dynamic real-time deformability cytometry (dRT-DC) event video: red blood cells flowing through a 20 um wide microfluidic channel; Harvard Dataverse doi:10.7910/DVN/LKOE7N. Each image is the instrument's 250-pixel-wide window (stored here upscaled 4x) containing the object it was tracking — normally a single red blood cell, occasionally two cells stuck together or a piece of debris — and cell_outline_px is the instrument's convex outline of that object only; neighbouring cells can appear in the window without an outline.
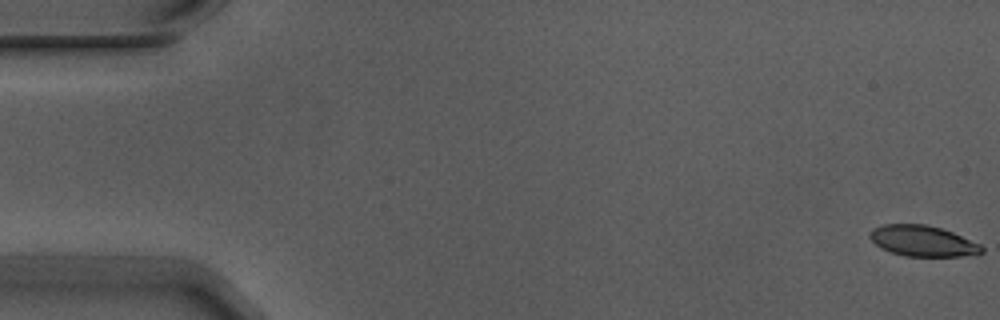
{"species": "Egyptian fruit bat (a non-hibernating species)", "species_latin": "Rousettus aegyptiacus", "temperature_condition": "warm", "stored_images_in_passage": 6, "camera_frame_rate_fps": 3000, "um_per_image_px": 0.085, "animal": {"sex": "male"}, "frame": {"image": 1, "passage_image": 1, "time_ms": 0.0, "image_size_px": [1000, 320], "cell_outline_px": [[984, 252], [976, 256], [904, 256], [880, 248], [868, 236], [868, 232], [872, 228], [884, 224], [924, 224], [940, 228], [952, 232], [980, 244], [984, 248]], "centroid_in_image_um": [78.44, 20.49], "position_along_channel_um": 6.6, "area_um2": 20.23}}
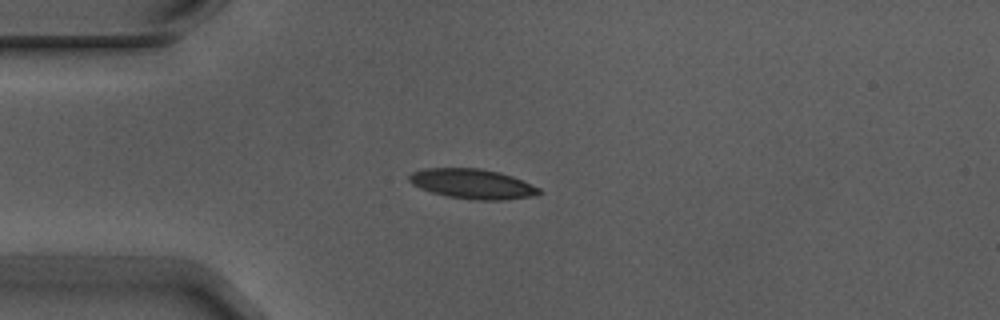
{"frame": {"image": 2, "passage_image": 5, "time_ms": 1.333, "image_size_px": [1000, 320], "cell_outline_px": [[544, 192], [532, 196], [504, 200], [472, 200], [448, 196], [432, 192], [420, 188], [412, 184], [408, 180], [408, 176], [412, 172], [424, 168], [480, 168], [500, 172], [512, 176], [540, 188]], "centroid_in_image_um": [40.16, 15.63], "position_along_channel_um": 44.8, "area_um2": 22.66}}
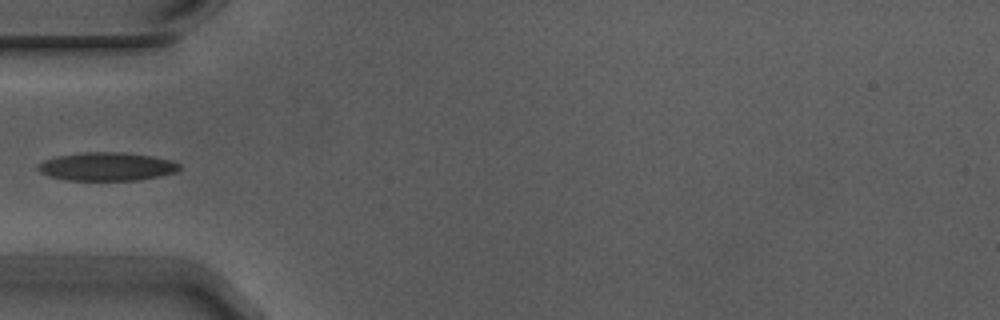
{"frame": {"image": 3, "passage_image": 6, "time_ms": 1.667, "image_size_px": [1000, 320], "cell_outline_px": [[180, 168], [176, 172], [160, 176], [136, 180], [64, 180], [48, 176], [40, 172], [36, 168], [36, 164], [44, 160], [56, 156], [80, 152], [120, 152], [152, 156], [172, 160], [180, 164]], "centroid_in_image_um": [9.04, 14.15], "position_along_channel_um": 76.0, "area_um2": 23.58}}